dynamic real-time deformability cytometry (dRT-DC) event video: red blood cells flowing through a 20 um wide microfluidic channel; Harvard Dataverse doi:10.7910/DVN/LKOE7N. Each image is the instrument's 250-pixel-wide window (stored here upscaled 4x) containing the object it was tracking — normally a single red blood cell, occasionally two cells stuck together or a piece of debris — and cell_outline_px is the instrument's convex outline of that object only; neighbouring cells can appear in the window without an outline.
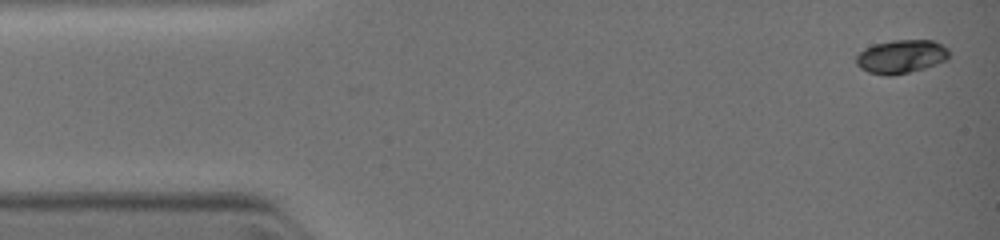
{"species": "common noctule bat (a hibernating species)", "species_latin": "Nyctalus noctula", "temperature_condition": "warm", "stored_images_in_passage": 23, "camera_frame_rate_fps": 3000, "um_per_image_px": 0.085, "animal": {"sex": "female", "body_mass_g": 19.0, "forearm_length_mm": 51.5}, "frame": {"image": 1, "passage_image": 1, "time_ms": 0.0, "image_size_px": [1000, 240], "cell_outline_px": [[948, 60], [924, 68], [892, 76], [888, 76], [868, 72], [860, 68], [856, 64], [856, 56], [864, 48], [872, 44], [892, 40], [932, 40], [948, 48]], "centroid_in_image_um": [76.57, 4.8], "position_along_channel_um": 8.4, "area_um2": 18.21}}
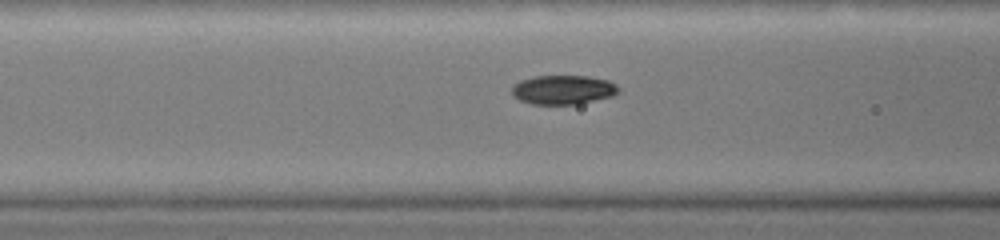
{"frame": {"image": 2, "passage_image": 14, "time_ms": 4.333, "image_size_px": [1000, 240], "cell_outline_px": [[620, 92], [612, 96], [576, 104], [532, 104], [520, 100], [512, 96], [512, 88], [520, 80], [536, 76], [588, 76], [608, 80], [616, 84], [620, 88]], "centroid_in_image_um": [47.88, 7.62], "position_along_channel_um": 118.7, "area_um2": 18.09}}
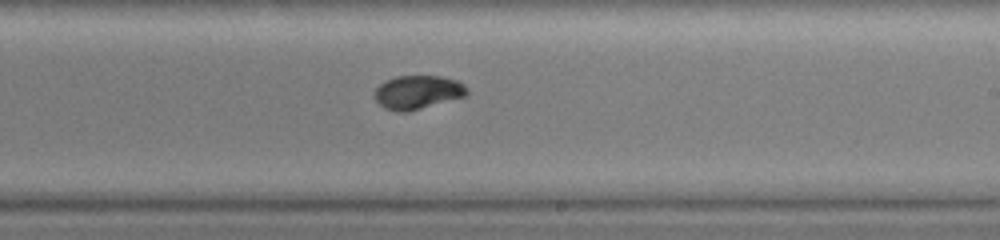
{"frame": {"image": 3, "passage_image": 23, "time_ms": 7.0, "image_size_px": [1000, 240], "cell_outline_px": [[468, 96], [408, 112], [396, 112], [384, 108], [372, 96], [376, 88], [384, 80], [396, 76], [440, 76], [456, 80], [464, 84], [468, 88]], "centroid_in_image_um": [35.5, 7.85], "position_along_channel_um": 253.5, "area_um2": 18.5}}